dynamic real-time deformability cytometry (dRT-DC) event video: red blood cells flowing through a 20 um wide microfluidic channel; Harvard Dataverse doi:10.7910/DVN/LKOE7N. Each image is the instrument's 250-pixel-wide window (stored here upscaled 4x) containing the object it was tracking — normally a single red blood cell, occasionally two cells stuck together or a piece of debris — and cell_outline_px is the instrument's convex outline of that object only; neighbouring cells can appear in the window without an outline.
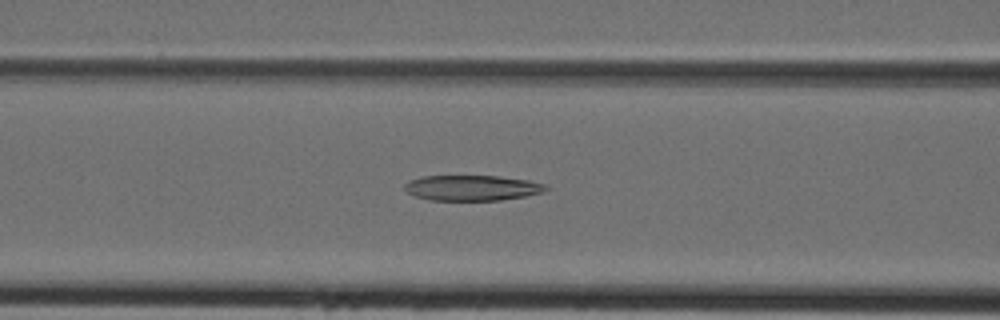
{"species": "Egyptian fruit bat (a non-hibernating species)", "species_latin": "Rousettus aegyptiacus", "temperature_condition": "cold", "stored_images_in_passage": 40, "camera_frame_rate_fps": 3000, "um_per_image_px": 0.085, "animal": {"sex": "female"}, "frame": {"image": 1, "passage_image": 18, "time_ms": 5.667, "image_size_px": [1000, 320], "cell_outline_px": [[548, 188], [544, 192], [524, 196], [500, 200], [428, 200], [416, 196], [408, 192], [404, 188], [404, 184], [408, 180], [420, 176], [500, 176], [528, 180], [544, 184]], "centroid_in_image_um": [40.1, 15.96], "position_along_channel_um": 126.5, "area_um2": 20.92}}
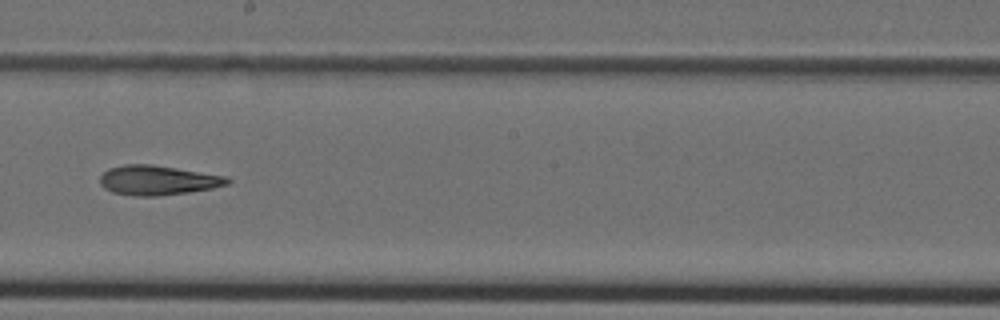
{"frame": {"image": 2, "passage_image": 25, "time_ms": 8.0, "image_size_px": [1000, 320], "cell_outline_px": [[232, 180], [228, 184], [212, 188], [188, 192], [156, 196], [136, 196], [112, 192], [104, 188], [100, 184], [100, 176], [108, 168], [124, 164], [152, 164], [224, 176]], "centroid_in_image_um": [13.36, 15.32], "position_along_channel_um": 234.8, "area_um2": 21.85}}
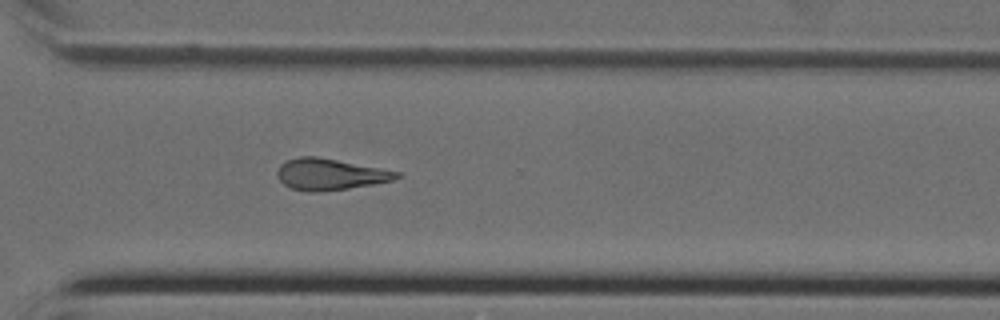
{"frame": {"image": 3, "passage_image": 32, "time_ms": 10.333, "image_size_px": [1000, 320], "cell_outline_px": [[404, 176], [392, 180], [376, 184], [320, 192], [308, 192], [292, 188], [284, 184], [276, 176], [276, 172], [280, 164], [284, 160], [300, 156], [316, 156], [404, 172]], "centroid_in_image_um": [28.08, 14.81], "position_along_channel_um": 342.5, "area_um2": 22.2}}